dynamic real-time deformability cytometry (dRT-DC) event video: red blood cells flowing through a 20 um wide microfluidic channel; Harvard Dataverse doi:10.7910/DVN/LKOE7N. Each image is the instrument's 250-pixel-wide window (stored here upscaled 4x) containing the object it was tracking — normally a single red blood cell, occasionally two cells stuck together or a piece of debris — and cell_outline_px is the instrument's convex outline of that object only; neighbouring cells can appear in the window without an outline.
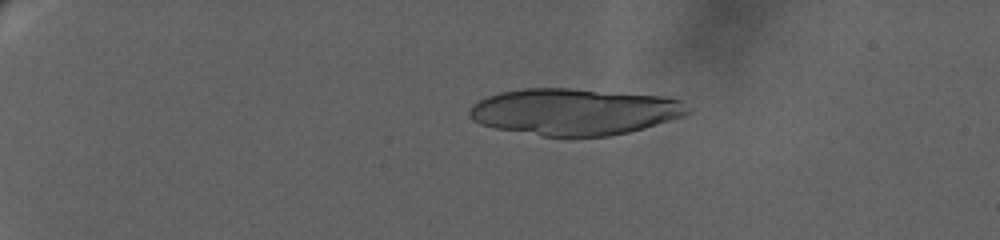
{"species": "human", "species_latin": "Homo sapiens", "temperature_condition": "warm", "stored_images_in_passage": 22, "camera_frame_rate_fps": 3000, "um_per_image_px": 0.085, "donor": {"sex": "female"}, "frame": {"image": 1, "passage_image": 7, "time_ms": 5.0, "image_size_px": [1000, 240], "cell_outline_px": [[688, 112], [684, 116], [644, 128], [628, 132], [608, 136], [540, 136], [496, 128], [480, 124], [472, 120], [468, 116], [468, 108], [472, 104], [488, 96], [500, 92], [524, 88], [568, 88], [668, 96], [680, 100]], "centroid_in_image_um": [48.77, 9.49], "position_along_channel_um": 36.2, "area_um2": 59.3}}
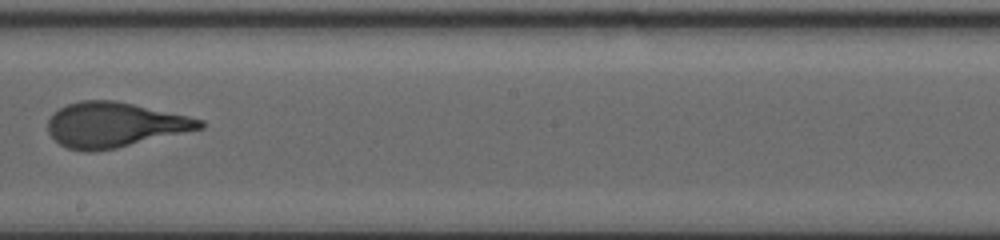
{"frame": {"image": 2, "passage_image": 19, "time_ms": 14.667, "image_size_px": [1000, 240], "cell_outline_px": [[204, 128], [116, 148], [92, 152], [84, 152], [68, 148], [60, 144], [48, 132], [48, 120], [52, 112], [68, 104], [80, 100], [116, 100], [188, 116], [204, 120]], "centroid_in_image_um": [9.72, 10.6], "position_along_channel_um": 238.5, "area_um2": 39.77}}
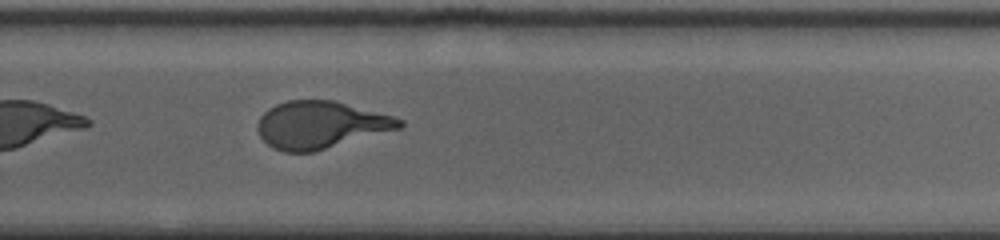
{"frame": {"image": 3, "passage_image": 22, "time_ms": 16.667, "image_size_px": [1000, 240], "cell_outline_px": [[404, 124], [400, 128], [312, 152], [284, 152], [272, 148], [260, 136], [256, 128], [256, 124], [260, 116], [268, 108], [276, 104], [288, 100], [336, 100], [392, 116], [404, 120]], "centroid_in_image_um": [27.21, 10.6], "position_along_channel_um": 302.6, "area_um2": 39.02}}